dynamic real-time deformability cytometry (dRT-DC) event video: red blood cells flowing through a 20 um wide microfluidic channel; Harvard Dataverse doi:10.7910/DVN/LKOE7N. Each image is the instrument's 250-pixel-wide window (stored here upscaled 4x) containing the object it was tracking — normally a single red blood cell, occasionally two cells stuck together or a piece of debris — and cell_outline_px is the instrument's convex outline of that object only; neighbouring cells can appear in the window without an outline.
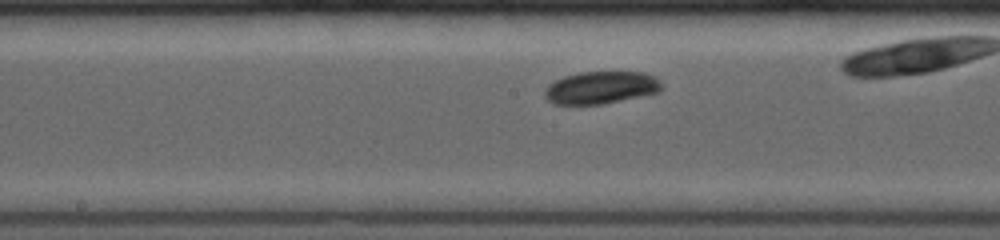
{"species": "common noctule bat (a hibernating species)", "species_latin": "Nyctalus noctula", "temperature_condition": "room temperature", "stored_images_in_passage": 39, "camera_frame_rate_fps": 4000, "um_per_image_px": 0.085, "animal": {"sex": "female", "body_mass_g": 19.0, "forearm_length_mm": 53.3}, "frame": {"image": 1, "passage_image": 14, "time_ms": 3.0, "image_size_px": [1000, 240], "cell_outline_px": [[664, 88], [660, 92], [600, 104], [552, 104], [544, 96], [544, 88], [548, 84], [564, 76], [580, 72], [644, 72], [656, 76], [660, 80]], "centroid_in_image_um": [51.09, 7.43], "position_along_channel_um": 197.1, "area_um2": 22.25}}
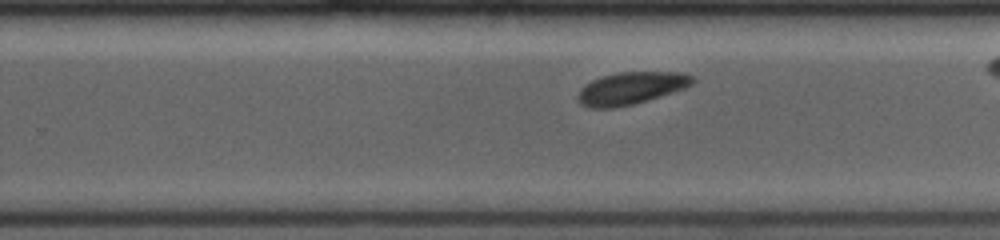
{"frame": {"image": 2, "passage_image": 22, "time_ms": 5.0, "image_size_px": [1000, 240], "cell_outline_px": [[696, 80], [692, 84], [684, 88], [648, 100], [632, 104], [612, 108], [588, 108], [580, 104], [576, 96], [580, 88], [592, 80], [604, 76], [620, 72], [680, 72], [696, 76]], "centroid_in_image_um": [53.63, 7.5], "position_along_channel_um": 276.2, "area_um2": 21.62}}
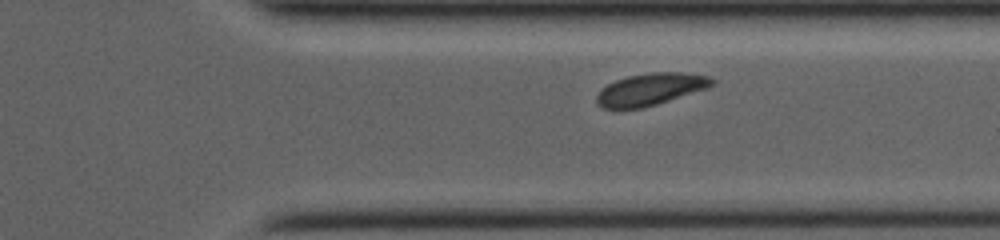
{"frame": {"image": 3, "passage_image": 30, "time_ms": 7.0, "image_size_px": [1000, 240], "cell_outline_px": [[716, 84], [708, 88], [644, 108], [600, 108], [596, 100], [596, 96], [600, 88], [616, 80], [628, 76], [652, 72], [680, 72], [708, 76], [716, 80]], "centroid_in_image_um": [55.3, 7.58], "position_along_channel_um": 356.1, "area_um2": 21.62}}